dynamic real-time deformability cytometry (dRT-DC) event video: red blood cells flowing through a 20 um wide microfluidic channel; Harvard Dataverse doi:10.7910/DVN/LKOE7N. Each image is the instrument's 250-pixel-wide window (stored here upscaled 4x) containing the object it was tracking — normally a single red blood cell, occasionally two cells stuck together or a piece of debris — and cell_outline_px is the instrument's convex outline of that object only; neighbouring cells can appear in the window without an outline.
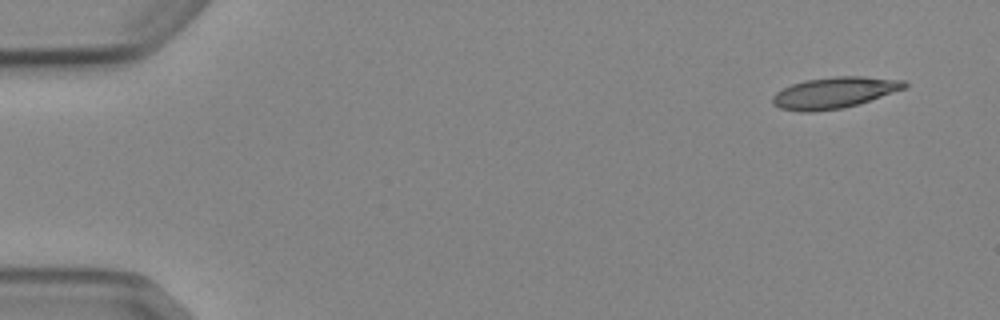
{"species": "Egyptian fruit bat (a non-hibernating species)", "species_latin": "Rousettus aegyptiacus", "temperature_condition": "cold", "stored_images_in_passage": 4, "camera_frame_rate_fps": 3000, "um_per_image_px": 0.085, "animal": {"sex": "female"}, "frame": {"image": 1, "passage_image": 1, "time_ms": 0.0, "image_size_px": [1000, 320], "cell_outline_px": [[908, 88], [844, 108], [812, 112], [804, 112], [780, 108], [772, 104], [772, 96], [776, 92], [792, 84], [804, 80], [836, 76], [864, 76], [904, 80], [908, 84]], "centroid_in_image_um": [70.93, 7.87], "position_along_channel_um": 14.1, "area_um2": 24.1}}
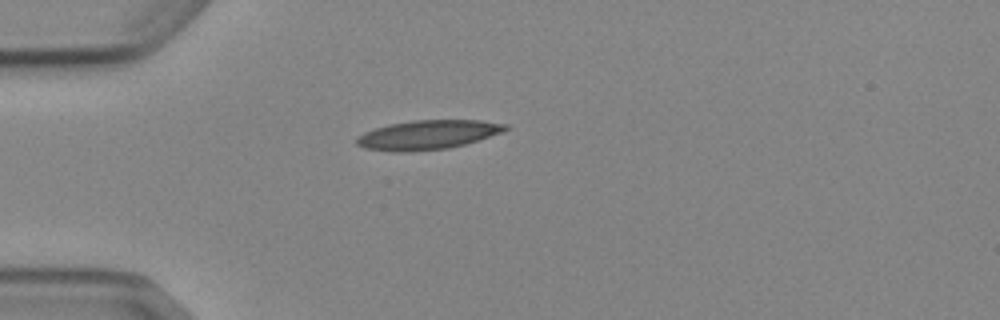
{"frame": {"image": 2, "passage_image": 4, "time_ms": 3.667, "image_size_px": [1000, 320], "cell_outline_px": [[508, 128], [504, 132], [464, 144], [448, 148], [404, 152], [392, 152], [364, 148], [356, 144], [356, 136], [364, 132], [388, 124], [412, 120], [480, 120], [508, 124]], "centroid_in_image_um": [36.34, 11.45], "position_along_channel_um": 48.7, "area_um2": 25.43}}